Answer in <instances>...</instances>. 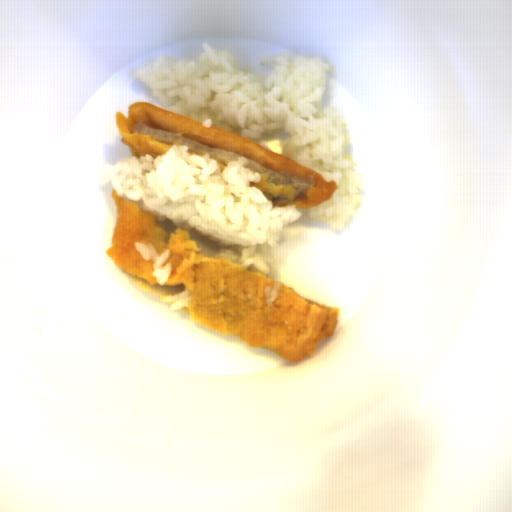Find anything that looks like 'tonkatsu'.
<instances>
[{
	"mask_svg": "<svg viewBox=\"0 0 512 512\" xmlns=\"http://www.w3.org/2000/svg\"><path fill=\"white\" fill-rule=\"evenodd\" d=\"M116 211L106 255L145 292L165 297L189 290L179 311L203 327L265 348L288 362L313 356L334 336L340 308L299 296L293 287L224 257H207L190 232H168L158 215L111 191Z\"/></svg>",
	"mask_w": 512,
	"mask_h": 512,
	"instance_id": "tonkatsu-1",
	"label": "tonkatsu"
},
{
	"mask_svg": "<svg viewBox=\"0 0 512 512\" xmlns=\"http://www.w3.org/2000/svg\"><path fill=\"white\" fill-rule=\"evenodd\" d=\"M127 115L116 111L115 118L131 156L156 158L171 146L181 145L193 155L209 154L222 169L231 160L245 158L260 176V182L250 187L261 189L277 208H314L339 191L336 181L327 182L322 172L228 129L205 128L199 121L144 101L128 106Z\"/></svg>",
	"mask_w": 512,
	"mask_h": 512,
	"instance_id": "tonkatsu-2",
	"label": "tonkatsu"
}]
</instances>
